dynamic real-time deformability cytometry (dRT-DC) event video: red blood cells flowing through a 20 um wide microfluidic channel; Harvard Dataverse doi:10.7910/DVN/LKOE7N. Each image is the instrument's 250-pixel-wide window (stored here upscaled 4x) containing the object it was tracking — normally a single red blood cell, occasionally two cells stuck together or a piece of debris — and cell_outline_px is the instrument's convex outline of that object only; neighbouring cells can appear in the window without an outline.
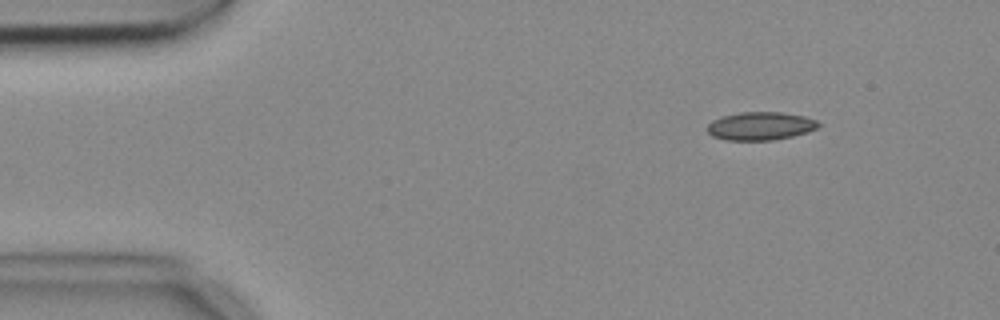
{"species": "common noctule bat (a hibernating species)", "species_latin": "Nyctalus noctula", "temperature_condition": "cold", "stored_images_in_passage": 5, "segment_of_instrument_passage": [2, 2], "camera_frame_rate_fps": 3000, "um_per_image_px": 0.085, "animal": {"sex": "female", "body_mass_g": 18.4}, "frame": {"image": 1, "passage_image": 5, "time_ms": 1.333, "image_size_px": [1000, 320], "cell_outline_px": [[820, 124], [816, 128], [808, 132], [792, 136], [772, 140], [724, 140], [712, 136], [708, 132], [708, 124], [712, 120], [724, 116], [740, 112], [780, 112], [804, 116], [816, 120]], "centroid_in_image_um": [64.63, 10.71], "position_along_channel_um": 20.4, "area_um2": 18.15}}